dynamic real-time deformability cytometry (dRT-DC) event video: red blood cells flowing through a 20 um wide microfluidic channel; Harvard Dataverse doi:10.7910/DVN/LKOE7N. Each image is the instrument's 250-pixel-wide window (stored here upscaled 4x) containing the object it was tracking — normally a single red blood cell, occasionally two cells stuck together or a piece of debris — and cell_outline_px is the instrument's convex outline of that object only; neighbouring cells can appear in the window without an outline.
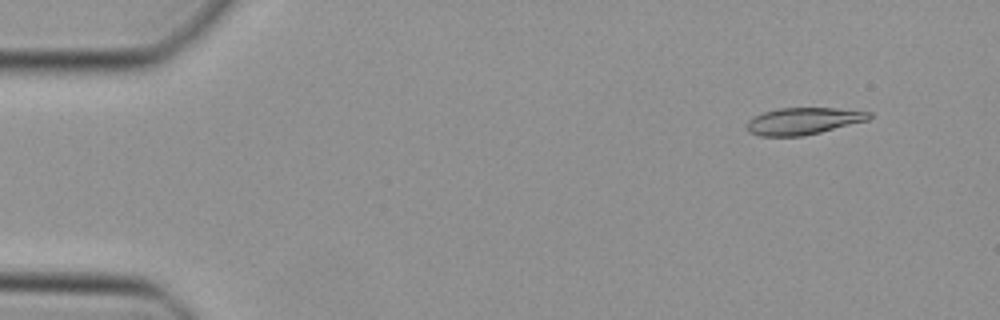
{"species": "Egyptian fruit bat (a non-hibernating species)", "species_latin": "Rousettus aegyptiacus", "temperature_condition": "cold", "stored_images_in_passage": 45, "camera_frame_rate_fps": 3000, "um_per_image_px": 0.085, "animal": {"sex": "female"}, "frame": {"image": 1, "passage_image": 4, "time_ms": 1.0, "image_size_px": [1000, 320], "cell_outline_px": [[872, 116], [868, 120], [804, 136], [760, 136], [748, 132], [748, 120], [764, 112], [780, 108], [836, 108], [872, 112]], "centroid_in_image_um": [68.3, 10.29], "position_along_channel_um": 16.7, "area_um2": 19.02}}
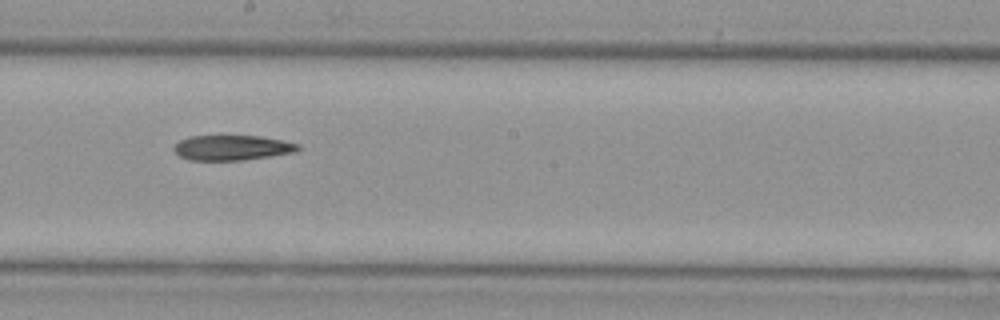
{"frame": {"image": 2, "passage_image": 26, "time_ms": 8.333, "image_size_px": [1000, 320], "cell_outline_px": [[300, 148], [296, 152], [272, 156], [244, 160], [188, 160], [180, 156], [172, 148], [180, 140], [188, 136], [260, 136], [300, 144]], "centroid_in_image_um": [19.73, 12.56], "position_along_channel_um": 228.5, "area_um2": 18.15}}
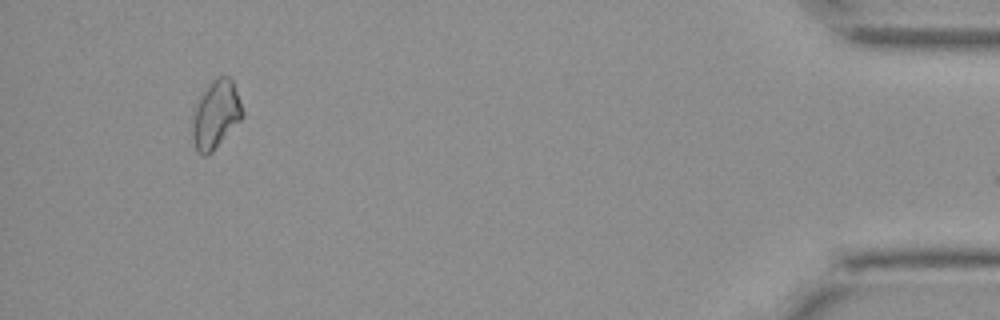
{"frame": {"image": 3, "passage_image": 44, "time_ms": 14.333, "image_size_px": [1000, 320], "cell_outline_px": [[244, 116], [212, 152], [208, 156], [204, 156], [196, 152], [192, 140], [192, 116], [196, 104], [204, 88], [216, 76], [228, 76], [232, 80], [240, 100], [244, 112]], "centroid_in_image_um": [18.32, 9.75], "position_along_channel_um": 416.9, "area_um2": 20.11}}